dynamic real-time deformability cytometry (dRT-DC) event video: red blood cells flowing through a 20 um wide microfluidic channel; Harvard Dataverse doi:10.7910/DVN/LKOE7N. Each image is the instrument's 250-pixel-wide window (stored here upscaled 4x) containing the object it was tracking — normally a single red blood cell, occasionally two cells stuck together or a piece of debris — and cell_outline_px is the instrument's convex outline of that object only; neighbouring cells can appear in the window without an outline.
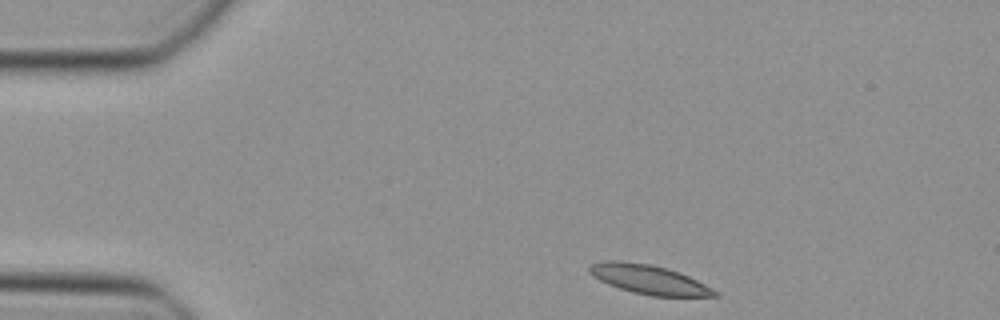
{"species": "Egyptian fruit bat (a non-hibernating species)", "species_latin": "Rousettus aegyptiacus", "temperature_condition": "cold", "stored_images_in_passage": 41, "camera_frame_rate_fps": 3000, "um_per_image_px": 0.085, "animal": {"sex": "female"}, "frame": {"image": 1, "passage_image": 1, "time_ms": 0.0, "image_size_px": [1000, 320], "cell_outline_px": [[720, 296], [652, 296], [632, 292], [608, 284], [592, 276], [588, 272], [588, 268], [592, 264], [604, 260], [620, 260], [648, 264], [664, 268], [688, 276], [720, 292]], "centroid_in_image_um": [55.13, 23.76], "position_along_channel_um": 29.9, "area_um2": 21.1}}
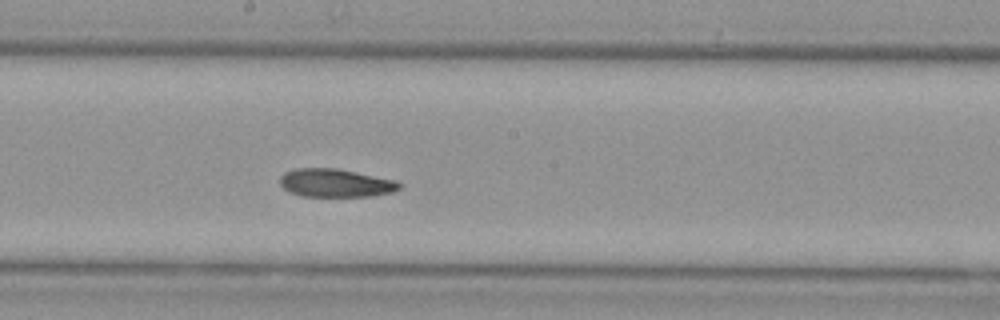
{"frame": {"image": 2, "passage_image": 19, "time_ms": 6.0, "image_size_px": [1000, 320], "cell_outline_px": [[400, 188], [392, 192], [372, 196], [300, 196], [288, 192], [280, 184], [280, 176], [284, 172], [296, 168], [336, 168], [396, 180], [400, 184]], "centroid_in_image_um": [28.48, 15.55], "position_along_channel_um": 219.7, "area_um2": 19.65}}
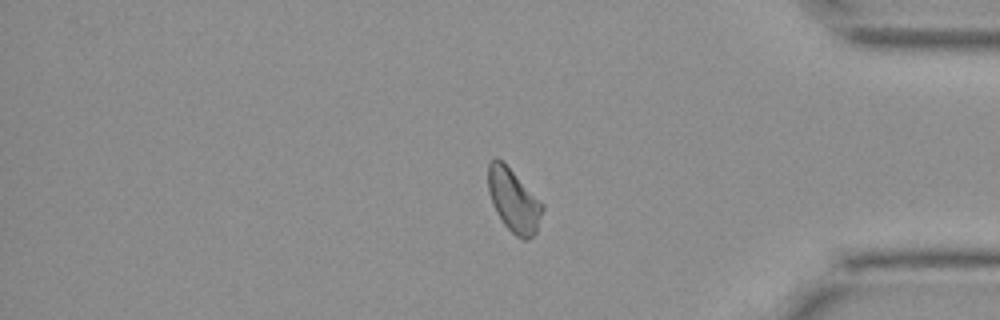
{"frame": {"image": 3, "passage_image": 33, "time_ms": 10.667, "image_size_px": [1000, 320], "cell_outline_px": [[544, 208], [536, 232], [528, 240], [524, 240], [516, 236], [504, 224], [496, 212], [492, 204], [488, 188], [488, 164], [496, 156], [544, 204]], "centroid_in_image_um": [43.66, 17.07], "position_along_channel_um": 391.5, "area_um2": 19.59}}